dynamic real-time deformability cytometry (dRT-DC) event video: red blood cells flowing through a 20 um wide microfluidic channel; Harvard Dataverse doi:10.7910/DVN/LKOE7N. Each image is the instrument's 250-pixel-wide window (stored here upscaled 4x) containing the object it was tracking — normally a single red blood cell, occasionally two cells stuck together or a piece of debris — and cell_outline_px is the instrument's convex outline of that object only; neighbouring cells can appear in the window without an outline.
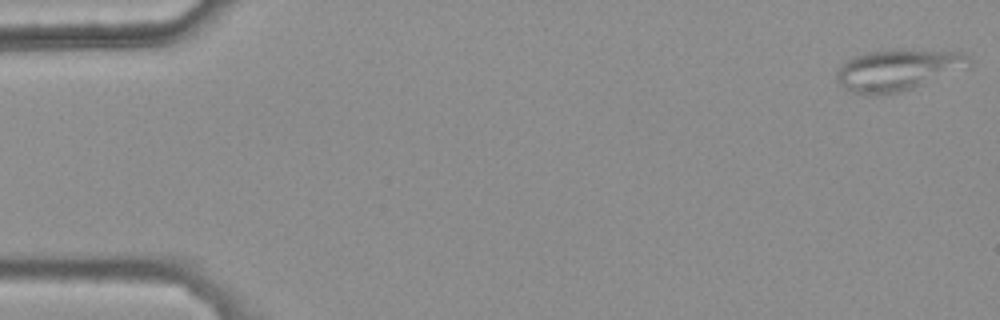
{"species": "common noctule bat (a hibernating species)", "species_latin": "Nyctalus noctula", "temperature_condition": "warm", "stored_images_in_passage": 42, "camera_frame_rate_fps": 3000, "um_per_image_px": 0.085, "animal": {"sex": "female", "body_mass_g": 25.1}, "frame": {"image": 1, "passage_image": 1, "time_ms": 0.0, "image_size_px": [1000, 320], "cell_outline_px": [[972, 68], [900, 92], [876, 96], [864, 96], [852, 92], [844, 88], [836, 80], [836, 72], [840, 64], [852, 56], [868, 52], [888, 48], [904, 48], [964, 52], [972, 60]], "centroid_in_image_um": [76.36, 5.93], "position_along_channel_um": 8.6, "area_um2": 33.35}}
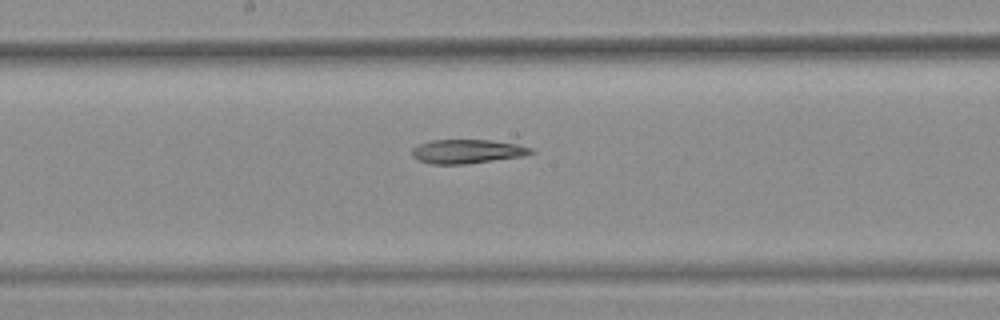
{"frame": {"image": 2, "passage_image": 28, "time_ms": 9.0, "image_size_px": [1000, 320], "cell_outline_px": [[536, 152], [520, 156], [464, 164], [432, 164], [420, 160], [412, 156], [412, 148], [420, 144], [432, 140], [492, 140], [516, 144], [532, 148]], "centroid_in_image_um": [39.7, 12.86], "position_along_channel_um": 208.5, "area_um2": 16.36}}
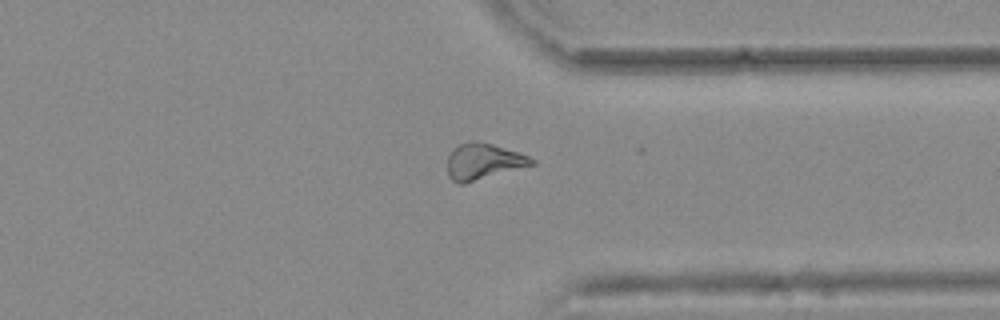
{"frame": {"image": 3, "passage_image": 41, "time_ms": 13.333, "image_size_px": [1000, 320], "cell_outline_px": [[536, 164], [464, 184], [460, 184], [452, 180], [448, 176], [448, 156], [452, 148], [468, 140], [476, 140], [492, 144], [528, 156], [536, 160]], "centroid_in_image_um": [41.06, 13.72], "position_along_channel_um": 370.3, "area_um2": 17.8}}